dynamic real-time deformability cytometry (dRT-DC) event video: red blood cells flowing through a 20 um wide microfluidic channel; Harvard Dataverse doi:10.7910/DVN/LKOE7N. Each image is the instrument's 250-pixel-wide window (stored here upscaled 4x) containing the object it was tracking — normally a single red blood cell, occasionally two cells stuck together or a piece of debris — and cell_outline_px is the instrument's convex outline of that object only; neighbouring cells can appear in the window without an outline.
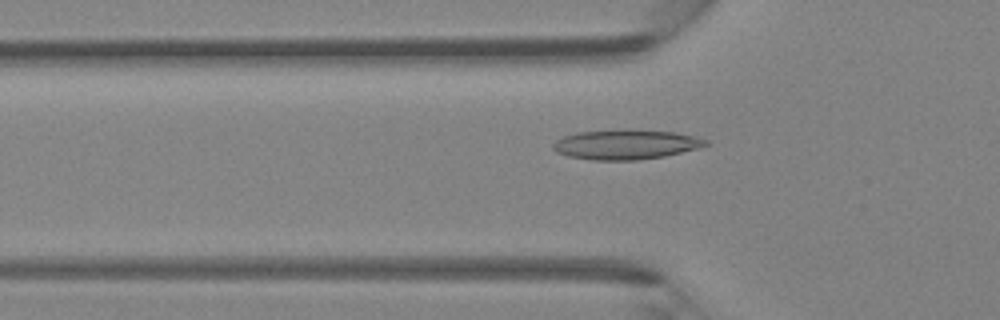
{"species": "Egyptian fruit bat (a non-hibernating species)", "species_latin": "Rousettus aegyptiacus", "temperature_condition": "room temperature", "stored_images_in_passage": 45, "camera_frame_rate_fps": 3000, "um_per_image_px": 0.085, "animal": {"sex": "female"}, "frame": {"image": 1, "passage_image": 15, "time_ms": 4.667, "image_size_px": [1000, 320], "cell_outline_px": [[708, 144], [696, 148], [664, 156], [636, 160], [592, 160], [568, 156], [556, 152], [552, 148], [552, 144], [556, 140], [564, 136], [576, 132], [628, 128], [676, 132], [708, 140]], "centroid_in_image_um": [53.14, 12.26], "position_along_channel_um": 72.7, "area_um2": 26.65}}
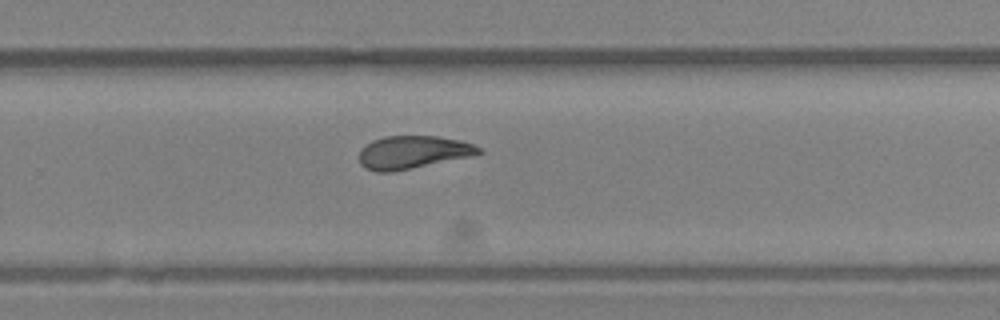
{"frame": {"image": 2, "passage_image": 30, "time_ms": 9.667, "image_size_px": [1000, 320], "cell_outline_px": [[484, 152], [472, 156], [392, 172], [376, 172], [364, 168], [360, 164], [360, 148], [364, 144], [372, 140], [384, 136], [436, 136], [460, 140], [472, 144], [480, 148]], "centroid_in_image_um": [35.06, 12.94], "position_along_channel_um": 294.7, "area_um2": 23.06}}
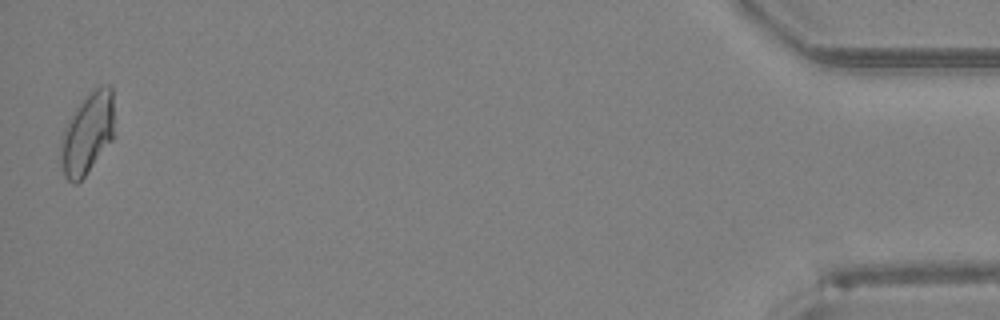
{"frame": {"image": 3, "passage_image": 45, "time_ms": 14.667, "image_size_px": [1000, 320], "cell_outline_px": [[112, 140], [84, 176], [76, 184], [72, 184], [64, 176], [60, 164], [60, 136], [68, 120], [76, 108], [100, 84], [108, 84], [112, 88]], "centroid_in_image_um": [7.38, 11.38], "position_along_channel_um": 427.8, "area_um2": 25.03}}